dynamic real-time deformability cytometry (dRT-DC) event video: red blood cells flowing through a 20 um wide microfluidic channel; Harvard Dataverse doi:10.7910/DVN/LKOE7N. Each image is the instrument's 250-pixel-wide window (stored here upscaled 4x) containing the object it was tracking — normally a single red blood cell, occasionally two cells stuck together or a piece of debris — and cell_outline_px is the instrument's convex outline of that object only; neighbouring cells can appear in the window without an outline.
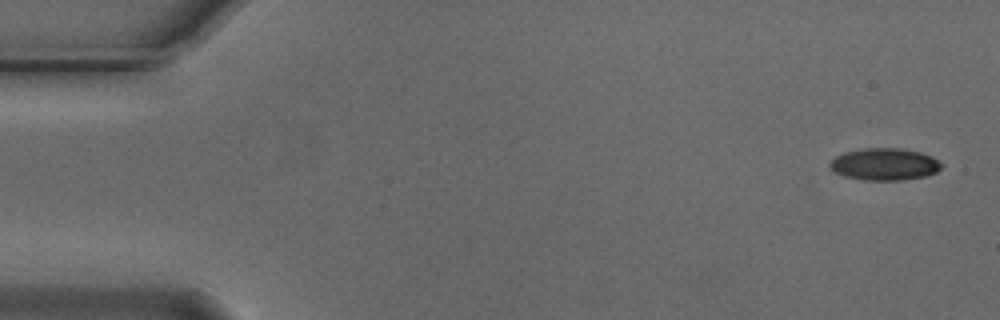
{"species": "Egyptian fruit bat (a non-hibernating species)", "species_latin": "Rousettus aegyptiacus", "temperature_condition": "cold", "stored_images_in_passage": 54, "camera_frame_rate_fps": 3000, "um_per_image_px": 0.085, "animal": {"sex": "male"}, "frame": {"image": 1, "passage_image": 1, "time_ms": 0.0, "image_size_px": [1000, 320], "cell_outline_px": [[944, 164], [936, 172], [924, 176], [904, 180], [864, 180], [844, 176], [836, 172], [828, 164], [836, 156], [844, 152], [864, 148], [896, 148], [920, 152]], "centroid_in_image_um": [75.17, 13.96], "position_along_channel_um": 9.8, "area_um2": 20.58}}
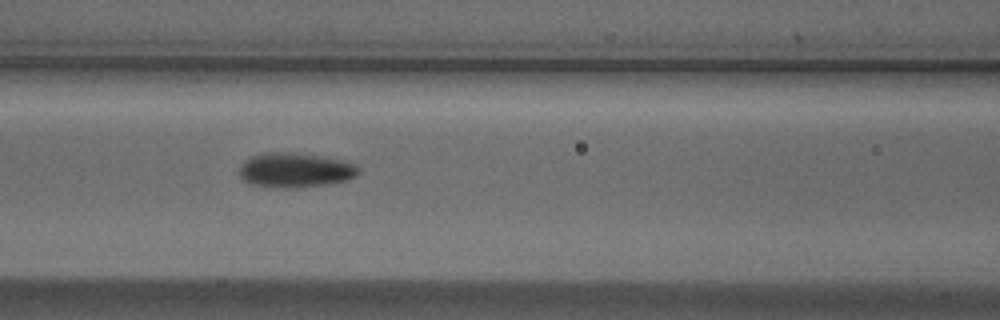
{"frame": {"image": 2, "passage_image": 22, "time_ms": 7.0, "image_size_px": [1000, 320], "cell_outline_px": [[360, 172], [356, 176], [344, 180], [324, 184], [256, 184], [244, 180], [240, 176], [240, 168], [244, 160], [252, 156], [272, 152], [292, 152], [348, 160], [356, 164]], "centroid_in_image_um": [25.17, 14.37], "position_along_channel_um": 141.4, "area_um2": 22.66}}
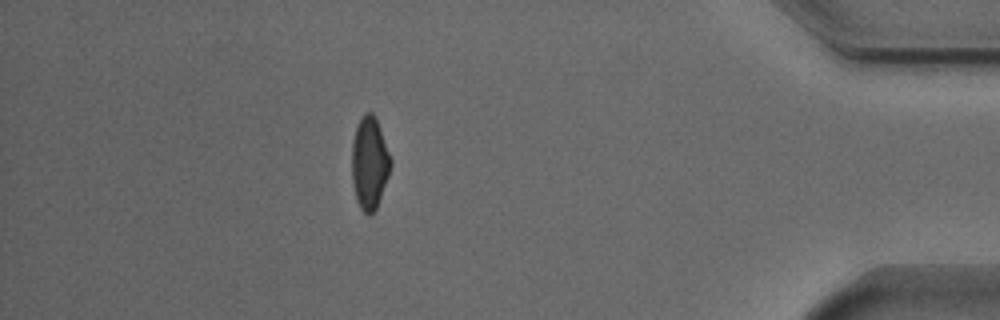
{"frame": {"image": 3, "passage_image": 47, "time_ms": 15.333, "image_size_px": [1000, 320], "cell_outline_px": [[392, 164], [388, 176], [376, 208], [368, 216], [360, 208], [356, 200], [352, 180], [352, 140], [356, 124], [364, 112], [372, 112], [376, 116], [392, 160]], "centroid_in_image_um": [31.4, 13.8], "position_along_channel_um": 403.8, "area_um2": 21.1}, "authors_computed_cell_mechanics": {"area_um2": 21.8484, "velocity_mm_per_s": 3.7334, "shape_relaxation_time_tau1_ms": 4.1232, "shape_relaxation_time_tau2_ms": 2.5173, "deformation_change_tau1": 0.1421, "deformation_change_tau2": 0.0831}}